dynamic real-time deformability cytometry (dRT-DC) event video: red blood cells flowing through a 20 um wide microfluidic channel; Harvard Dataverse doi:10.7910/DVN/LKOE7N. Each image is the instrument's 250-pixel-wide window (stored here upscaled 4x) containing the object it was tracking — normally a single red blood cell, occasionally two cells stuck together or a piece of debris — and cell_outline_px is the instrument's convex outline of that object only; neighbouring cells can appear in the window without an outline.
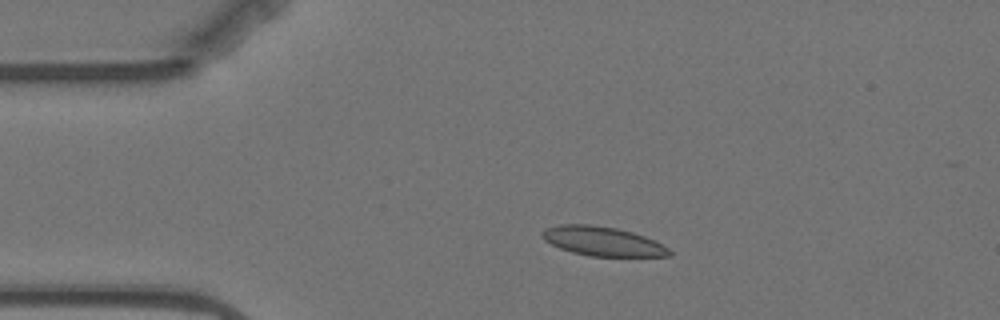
{"species": "Egyptian fruit bat (a non-hibernating species)", "species_latin": "Rousettus aegyptiacus", "temperature_condition": "warm", "stored_images_in_passage": 4, "camera_frame_rate_fps": 3000, "um_per_image_px": 0.085, "animal": {"sex": "female"}, "frame": {"image": 1, "passage_image": 3, "time_ms": 3.0, "image_size_px": [1000, 320], "cell_outline_px": [[672, 256], [588, 256], [572, 252], [560, 248], [544, 240], [540, 236], [540, 232], [544, 228], [560, 224], [588, 224], [616, 228], [632, 232], [644, 236], [668, 248], [672, 252]], "centroid_in_image_um": [51.16, 20.5], "position_along_channel_um": 33.8, "area_um2": 21.62}}